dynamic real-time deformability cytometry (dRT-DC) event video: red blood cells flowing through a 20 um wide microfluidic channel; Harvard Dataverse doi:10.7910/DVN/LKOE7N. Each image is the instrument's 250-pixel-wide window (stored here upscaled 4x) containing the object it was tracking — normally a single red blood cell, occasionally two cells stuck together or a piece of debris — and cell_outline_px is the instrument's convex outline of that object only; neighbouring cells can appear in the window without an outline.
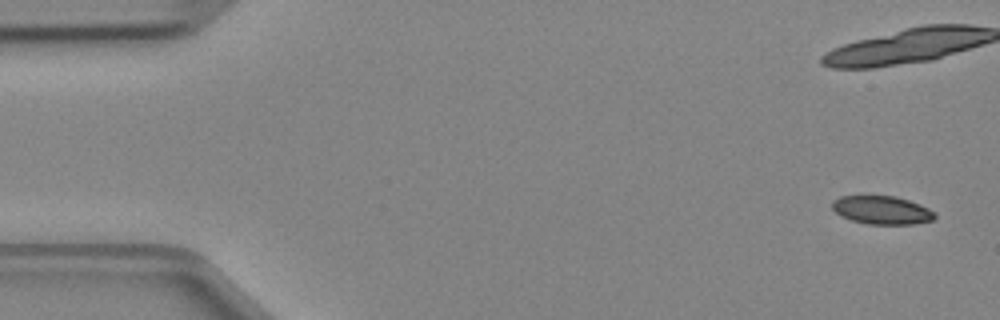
{"species": "Egyptian fruit bat (a non-hibernating species)", "species_latin": "Rousettus aegyptiacus", "temperature_condition": "cold", "stored_images_in_passage": 5, "camera_frame_rate_fps": 3000, "um_per_image_px": 0.085, "animal": {"sex": "female"}, "frame": {"image": 1, "passage_image": 1, "time_ms": 0.0, "image_size_px": [1000, 320], "cell_outline_px": [[936, 216], [932, 220], [912, 224], [868, 224], [852, 220], [840, 216], [832, 208], [832, 200], [840, 196], [896, 196], [920, 204], [936, 212]], "centroid_in_image_um": [74.96, 17.85], "position_along_channel_um": 10.0, "area_um2": 16.94}}